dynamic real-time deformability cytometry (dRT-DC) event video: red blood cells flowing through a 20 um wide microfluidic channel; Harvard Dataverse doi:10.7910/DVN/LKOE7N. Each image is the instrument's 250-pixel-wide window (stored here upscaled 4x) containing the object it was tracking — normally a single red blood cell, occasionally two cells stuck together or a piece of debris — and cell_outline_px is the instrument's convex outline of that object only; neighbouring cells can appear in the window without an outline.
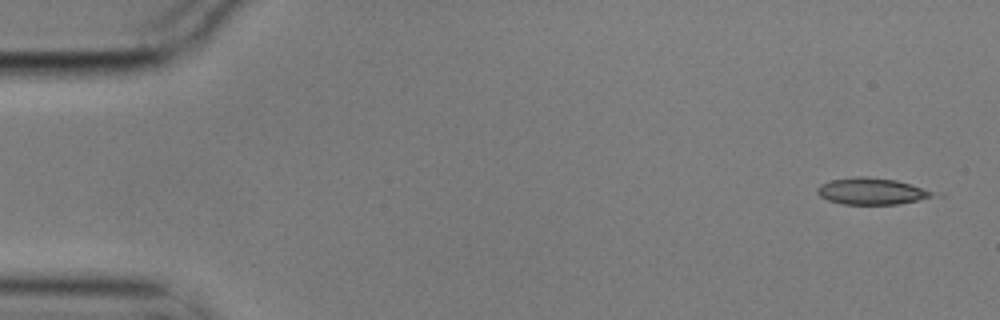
{"species": "common noctule bat (a hibernating species)", "species_latin": "Nyctalus noctula", "temperature_condition": "cold", "stored_images_in_passage": 7, "camera_frame_rate_fps": 3000, "um_per_image_px": 0.085, "animal": {"sex": "male", "body_mass_g": 17.9}, "frame": {"image": 1, "passage_image": 1, "time_ms": 0.0, "image_size_px": [1000, 320], "cell_outline_px": [[932, 196], [916, 200], [896, 204], [844, 204], [828, 200], [820, 196], [816, 192], [816, 188], [820, 184], [832, 180], [856, 176], [864, 176], [896, 180], [932, 192]], "centroid_in_image_um": [73.96, 16.25], "position_along_channel_um": 11.0, "area_um2": 17.4}}
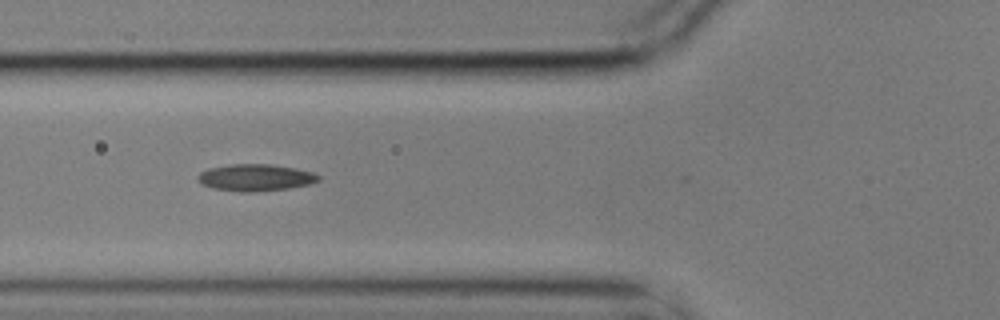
{"frame": {"image": 2, "passage_image": 6, "time_ms": 1.667, "image_size_px": [1000, 320], "cell_outline_px": [[320, 180], [308, 184], [288, 188], [256, 192], [240, 192], [212, 188], [200, 184], [196, 180], [196, 176], [200, 172], [208, 168], [232, 164], [268, 164], [296, 168], [312, 172], [320, 176]], "centroid_in_image_um": [21.66, 15.1], "position_along_channel_um": 104.1, "area_um2": 19.02}}
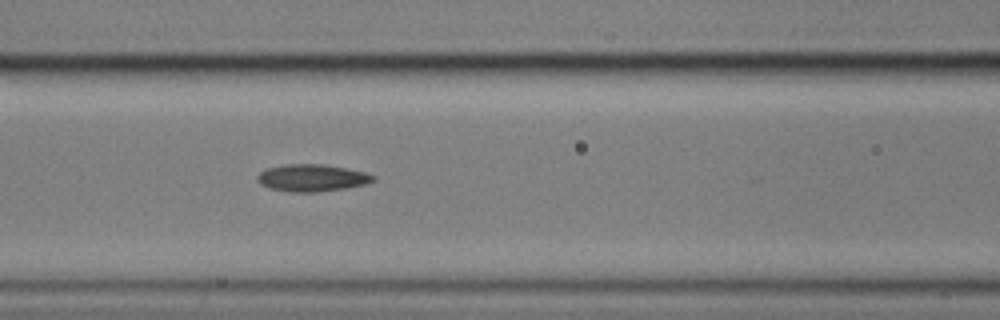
{"frame": {"image": 3, "passage_image": 7, "time_ms": 2.0, "image_size_px": [1000, 320], "cell_outline_px": [[376, 180], [364, 184], [344, 188], [316, 192], [288, 192], [268, 188], [260, 184], [256, 180], [256, 176], [264, 168], [288, 164], [320, 164], [344, 168], [364, 172], [376, 176]], "centroid_in_image_um": [26.45, 15.12], "position_along_channel_um": 140.1, "area_um2": 18.32}}